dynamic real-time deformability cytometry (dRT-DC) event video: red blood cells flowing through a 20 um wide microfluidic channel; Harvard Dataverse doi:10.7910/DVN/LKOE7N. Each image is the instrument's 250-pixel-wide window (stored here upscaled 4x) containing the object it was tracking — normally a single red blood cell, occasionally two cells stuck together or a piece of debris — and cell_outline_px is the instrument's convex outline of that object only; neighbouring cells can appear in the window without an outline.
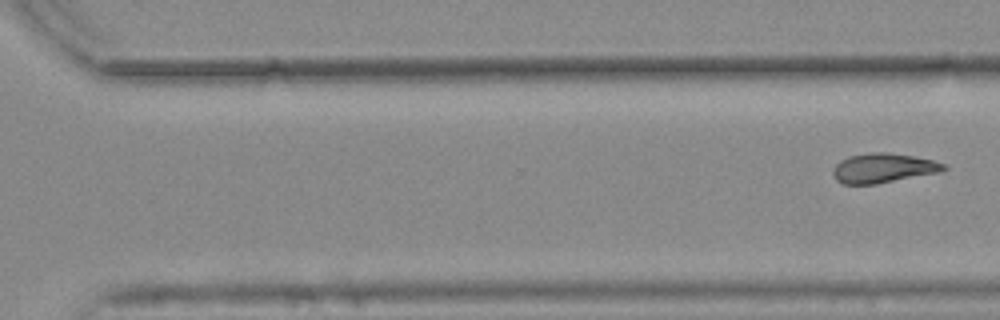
{"species": "common noctule bat (a hibernating species)", "species_latin": "Nyctalus noctula", "temperature_condition": "warm", "stored_images_in_passage": 10, "segment_of_instrument_passage": [2, 2], "camera_frame_rate_fps": 3000, "um_per_image_px": 0.085, "animal": {"sex": "female", "body_mass_g": 25.1}, "frame": {"image": 1, "passage_image": 10, "time_ms": 3.0, "image_size_px": [1000, 320], "cell_outline_px": [[948, 168], [940, 172], [876, 184], [844, 184], [836, 180], [832, 172], [832, 168], [840, 160], [848, 156], [872, 152], [884, 152], [912, 156], [932, 160], [944, 164]], "centroid_in_image_um": [75.03, 14.29], "position_along_channel_um": 295.6, "area_um2": 18.96}}